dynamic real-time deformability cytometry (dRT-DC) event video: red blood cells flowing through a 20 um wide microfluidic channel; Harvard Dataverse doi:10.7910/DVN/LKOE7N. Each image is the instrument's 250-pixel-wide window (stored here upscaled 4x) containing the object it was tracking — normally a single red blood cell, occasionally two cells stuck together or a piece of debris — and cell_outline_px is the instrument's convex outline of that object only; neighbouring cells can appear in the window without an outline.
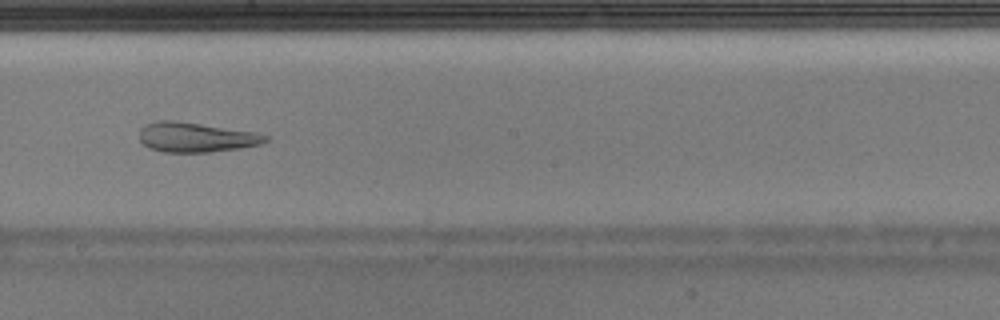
{"species": "Egyptian fruit bat (a non-hibernating species)", "species_latin": "Rousettus aegyptiacus", "temperature_condition": "warm", "stored_images_in_passage": 35, "camera_frame_rate_fps": 3000, "um_per_image_px": 0.085, "animal": {"sex": "male"}, "frame": {"image": 1, "passage_image": 16, "time_ms": 5.0, "image_size_px": [1000, 320], "cell_outline_px": [[268, 140], [260, 144], [240, 148], [212, 152], [164, 152], [148, 148], [140, 140], [140, 128], [144, 124], [156, 120], [176, 120], [256, 132], [268, 136]], "centroid_in_image_um": [16.63, 11.66], "position_along_channel_um": 231.6, "area_um2": 22.02}}